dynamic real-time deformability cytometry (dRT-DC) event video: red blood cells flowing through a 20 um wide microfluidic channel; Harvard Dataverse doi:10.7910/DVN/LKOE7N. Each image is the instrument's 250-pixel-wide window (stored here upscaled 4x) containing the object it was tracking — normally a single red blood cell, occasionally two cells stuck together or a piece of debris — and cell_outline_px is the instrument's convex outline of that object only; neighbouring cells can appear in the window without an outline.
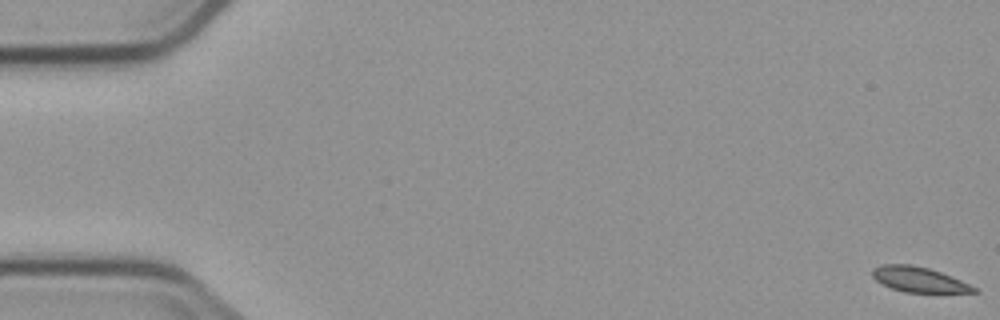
{"species": "common noctule bat (a hibernating species)", "species_latin": "Nyctalus noctula", "temperature_condition": "cold", "stored_images_in_passage": 6, "segment_of_instrument_passage": [1, 2], "camera_frame_rate_fps": 3000, "um_per_image_px": 0.085, "animal": {"sex": "male", "body_mass_g": 23.1, "forearm_length_mm": 52.7}, "frame": {"image": 1, "passage_image": 1, "time_ms": 0.0, "image_size_px": [1000, 320], "cell_outline_px": [[980, 292], [904, 292], [892, 288], [876, 280], [872, 276], [872, 268], [880, 264], [912, 264], [928, 268], [940, 272], [960, 280], [976, 288]], "centroid_in_image_um": [78.06, 23.74], "position_along_channel_um": 6.9, "area_um2": 14.68}}
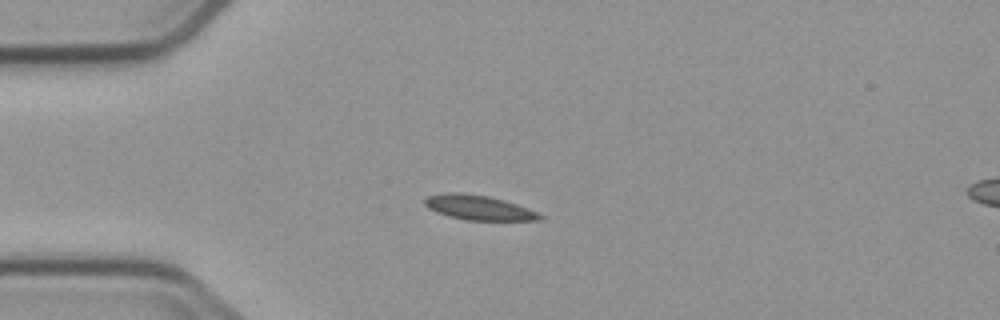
{"frame": {"image": 2, "passage_image": 5, "time_ms": 4.667, "image_size_px": [1000, 320], "cell_outline_px": [[544, 216], [540, 220], [464, 220], [448, 216], [436, 212], [428, 208], [424, 204], [424, 200], [428, 196], [448, 192], [464, 192], [488, 196], [504, 200], [528, 208]], "centroid_in_image_um": [40.66, 17.64], "position_along_channel_um": 44.3, "area_um2": 16.59}}